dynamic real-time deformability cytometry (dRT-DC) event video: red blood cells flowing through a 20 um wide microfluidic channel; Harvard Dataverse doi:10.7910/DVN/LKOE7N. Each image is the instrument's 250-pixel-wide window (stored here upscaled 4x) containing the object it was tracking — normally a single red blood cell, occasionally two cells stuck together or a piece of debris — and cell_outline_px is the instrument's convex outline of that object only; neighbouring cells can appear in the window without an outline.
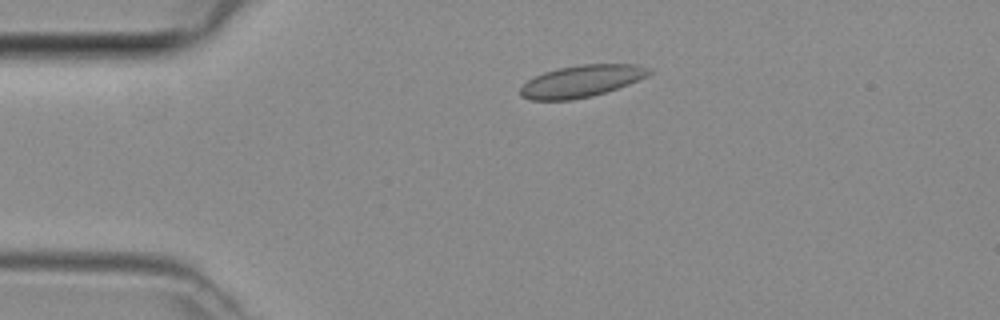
{"species": "common noctule bat (a hibernating species)", "species_latin": "Nyctalus noctula", "temperature_condition": "room temperature", "stored_images_in_passage": 4, "camera_frame_rate_fps": 3000, "um_per_image_px": 0.085, "animal": {"sex": "female", "body_mass_g": 29.2, "forearm_length_mm": 56.3}, "frame": {"image": 1, "passage_image": 3, "time_ms": 0.667, "image_size_px": [1000, 320], "cell_outline_px": [[652, 72], [628, 84], [592, 96], [572, 100], [532, 100], [520, 96], [520, 88], [528, 80], [544, 72], [560, 68], [580, 64], [636, 64], [652, 68]], "centroid_in_image_um": [49.41, 6.89], "position_along_channel_um": 35.6, "area_um2": 23.7}}